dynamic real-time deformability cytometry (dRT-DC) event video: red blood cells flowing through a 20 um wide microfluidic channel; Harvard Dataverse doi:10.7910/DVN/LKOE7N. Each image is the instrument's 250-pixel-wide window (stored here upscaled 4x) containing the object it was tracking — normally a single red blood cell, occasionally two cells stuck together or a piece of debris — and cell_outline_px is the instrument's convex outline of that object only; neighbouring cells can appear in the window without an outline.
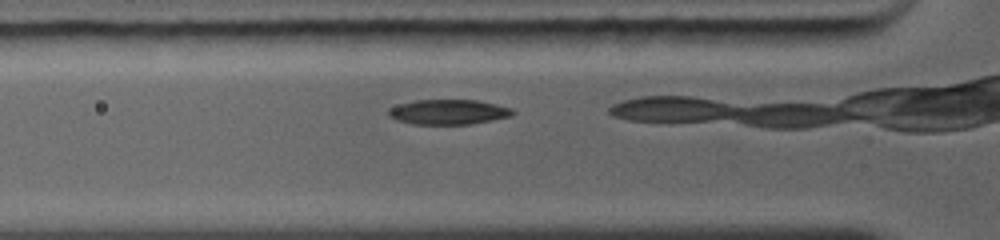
{"species": "common noctule bat (a hibernating species)", "species_latin": "Nyctalus noctula", "temperature_condition": "warm", "stored_images_in_passage": 37, "camera_frame_rate_fps": 5000, "um_per_image_px": 0.085, "animal": {"sex": "female", "body_mass_g": 19.0, "forearm_length_mm": 56.7}, "frame": {"image": 1, "passage_image": 2, "time_ms": 0.4, "image_size_px": [1000, 240], "cell_outline_px": [[516, 112], [508, 116], [468, 124], [412, 124], [388, 116], [388, 108], [400, 104], [416, 100], [476, 100], [496, 104], [508, 108]], "centroid_in_image_um": [38.05, 9.51], "position_along_channel_um": 87.7, "area_um2": 17.63}}
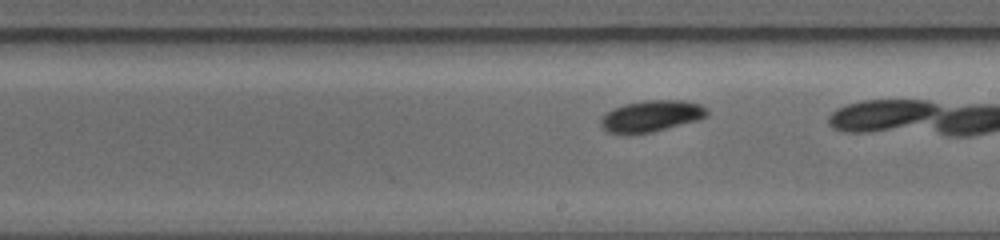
{"frame": {"image": 2, "passage_image": 17, "time_ms": 3.8, "image_size_px": [1000, 240], "cell_outline_px": [[708, 112], [704, 116], [696, 120], [652, 132], [608, 132], [600, 124], [600, 120], [608, 112], [624, 104], [644, 100], [684, 100], [700, 104]], "centroid_in_image_um": [55.37, 9.83], "position_along_channel_um": 233.6, "area_um2": 18.67}}
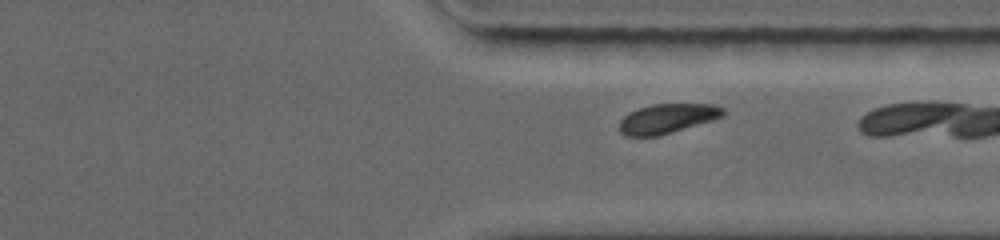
{"frame": {"image": 3, "passage_image": 32, "time_ms": 6.6, "image_size_px": [1000, 240], "cell_outline_px": [[724, 112], [720, 116], [712, 120], [660, 136], [624, 136], [620, 132], [620, 120], [628, 112], [652, 104], [716, 104], [724, 108]], "centroid_in_image_um": [56.69, 10.08], "position_along_channel_um": 354.7, "area_um2": 17.8}}